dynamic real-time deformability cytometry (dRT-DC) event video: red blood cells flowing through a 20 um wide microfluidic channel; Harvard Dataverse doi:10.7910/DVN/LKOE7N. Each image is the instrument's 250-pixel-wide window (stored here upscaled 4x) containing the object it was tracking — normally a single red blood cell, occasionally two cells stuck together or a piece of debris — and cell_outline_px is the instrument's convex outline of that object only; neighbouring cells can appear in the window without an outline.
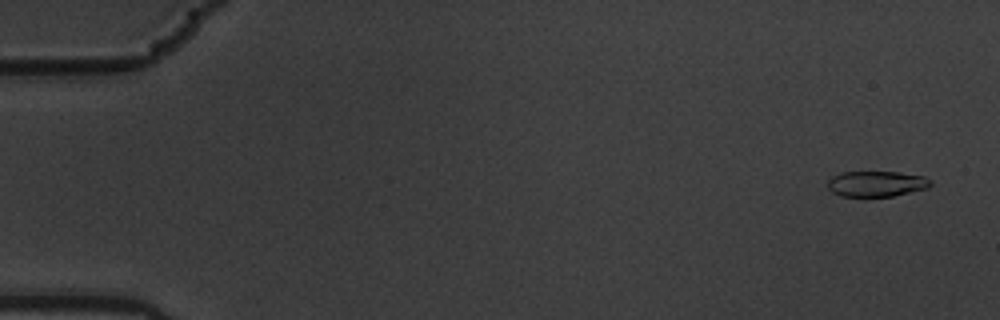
{"species": "common noctule bat (a hibernating species)", "species_latin": "Nyctalus noctula", "temperature_condition": "warm", "stored_images_in_passage": 58, "camera_frame_rate_fps": 3000, "um_per_image_px": 0.085, "animal": {"sex": "male", "body_mass_g": 19.5, "forearm_length_mm": 54.6}, "frame": {"image": 1, "passage_image": 3, "time_ms": 0.667, "image_size_px": [1000, 320], "cell_outline_px": [[932, 184], [928, 188], [892, 196], [840, 196], [832, 192], [828, 188], [828, 180], [832, 176], [840, 172], [896, 172], [924, 176], [932, 180]], "centroid_in_image_um": [74.5, 15.62], "position_along_channel_um": 10.5, "area_um2": 15.37}}
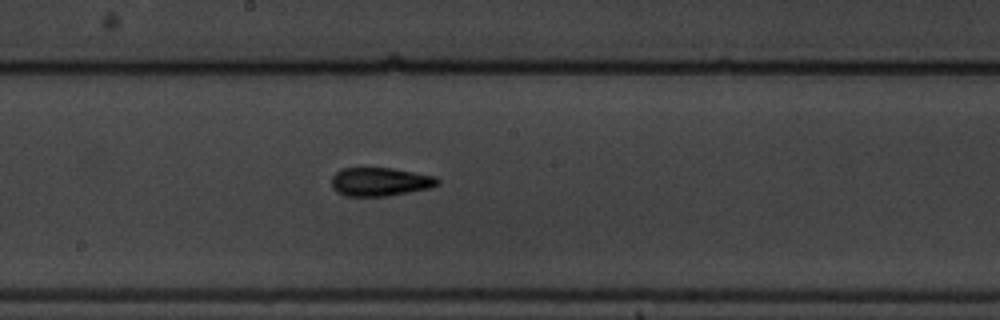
{"frame": {"image": 2, "passage_image": 32, "time_ms": 10.333, "image_size_px": [1000, 320], "cell_outline_px": [[440, 184], [428, 188], [388, 196], [344, 196], [336, 192], [332, 188], [332, 176], [340, 168], [392, 168], [436, 176], [440, 180]], "centroid_in_image_um": [32.29, 15.45], "position_along_channel_um": 215.9, "area_um2": 17.74}}
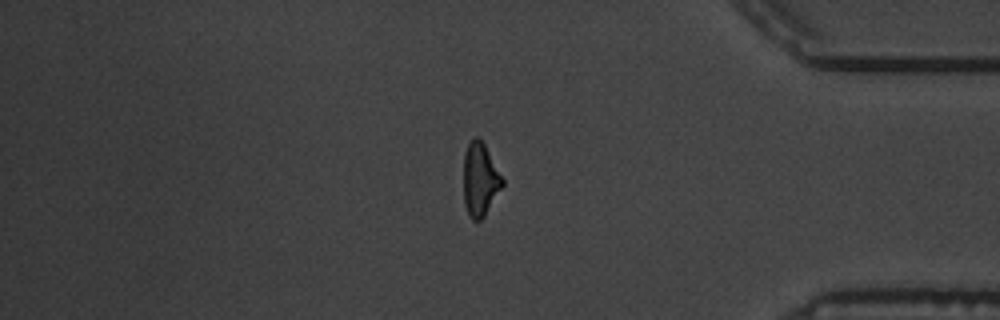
{"frame": {"image": 3, "passage_image": 49, "time_ms": 16.0, "image_size_px": [1000, 320], "cell_outline_px": [[504, 184], [484, 216], [480, 220], [472, 220], [468, 216], [464, 204], [464, 152], [468, 144], [476, 136], [484, 144], [504, 180]], "centroid_in_image_um": [40.8, 15.29], "position_along_channel_um": 394.4, "area_um2": 16.42}, "authors_computed_cell_mechanics": {"area_um2": 16.8776, "velocity_mm_per_s": 3.5722, "shape_relaxation_time_tau1_ms": 4.4759, "shape_relaxation_time_tau2_ms": 2.6951, "deformation_change_tau1": 0.1595, "deformation_change_tau2": 0.1055}}